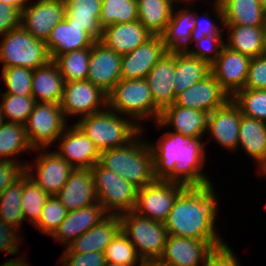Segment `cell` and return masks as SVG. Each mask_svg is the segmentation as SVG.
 Listing matches in <instances>:
<instances>
[{
    "instance_id": "cell-33",
    "label": "cell",
    "mask_w": 266,
    "mask_h": 266,
    "mask_svg": "<svg viewBox=\"0 0 266 266\" xmlns=\"http://www.w3.org/2000/svg\"><path fill=\"white\" fill-rule=\"evenodd\" d=\"M224 25L262 26L265 12L259 0H218Z\"/></svg>"
},
{
    "instance_id": "cell-60",
    "label": "cell",
    "mask_w": 266,
    "mask_h": 266,
    "mask_svg": "<svg viewBox=\"0 0 266 266\" xmlns=\"http://www.w3.org/2000/svg\"><path fill=\"white\" fill-rule=\"evenodd\" d=\"M105 266H124V265L106 262Z\"/></svg>"
},
{
    "instance_id": "cell-15",
    "label": "cell",
    "mask_w": 266,
    "mask_h": 266,
    "mask_svg": "<svg viewBox=\"0 0 266 266\" xmlns=\"http://www.w3.org/2000/svg\"><path fill=\"white\" fill-rule=\"evenodd\" d=\"M251 57L224 45L217 59L210 65L211 74L230 98L244 89Z\"/></svg>"
},
{
    "instance_id": "cell-3",
    "label": "cell",
    "mask_w": 266,
    "mask_h": 266,
    "mask_svg": "<svg viewBox=\"0 0 266 266\" xmlns=\"http://www.w3.org/2000/svg\"><path fill=\"white\" fill-rule=\"evenodd\" d=\"M142 131L128 144L100 152L99 163L125 178L138 189L153 183V153L147 140H142Z\"/></svg>"
},
{
    "instance_id": "cell-43",
    "label": "cell",
    "mask_w": 266,
    "mask_h": 266,
    "mask_svg": "<svg viewBox=\"0 0 266 266\" xmlns=\"http://www.w3.org/2000/svg\"><path fill=\"white\" fill-rule=\"evenodd\" d=\"M104 255L106 262L124 266H136L142 262L135 247L122 230L107 245Z\"/></svg>"
},
{
    "instance_id": "cell-28",
    "label": "cell",
    "mask_w": 266,
    "mask_h": 266,
    "mask_svg": "<svg viewBox=\"0 0 266 266\" xmlns=\"http://www.w3.org/2000/svg\"><path fill=\"white\" fill-rule=\"evenodd\" d=\"M65 80L53 60L33 70L32 96L36 102H52L60 104Z\"/></svg>"
},
{
    "instance_id": "cell-55",
    "label": "cell",
    "mask_w": 266,
    "mask_h": 266,
    "mask_svg": "<svg viewBox=\"0 0 266 266\" xmlns=\"http://www.w3.org/2000/svg\"><path fill=\"white\" fill-rule=\"evenodd\" d=\"M138 266H167V265L161 262L159 259H153V260H142L141 264Z\"/></svg>"
},
{
    "instance_id": "cell-19",
    "label": "cell",
    "mask_w": 266,
    "mask_h": 266,
    "mask_svg": "<svg viewBox=\"0 0 266 266\" xmlns=\"http://www.w3.org/2000/svg\"><path fill=\"white\" fill-rule=\"evenodd\" d=\"M168 50L161 36H152L121 59V79H145L147 74Z\"/></svg>"
},
{
    "instance_id": "cell-17",
    "label": "cell",
    "mask_w": 266,
    "mask_h": 266,
    "mask_svg": "<svg viewBox=\"0 0 266 266\" xmlns=\"http://www.w3.org/2000/svg\"><path fill=\"white\" fill-rule=\"evenodd\" d=\"M70 126L58 138L61 142L56 152L73 168L91 169L99 162L100 151L76 124Z\"/></svg>"
},
{
    "instance_id": "cell-4",
    "label": "cell",
    "mask_w": 266,
    "mask_h": 266,
    "mask_svg": "<svg viewBox=\"0 0 266 266\" xmlns=\"http://www.w3.org/2000/svg\"><path fill=\"white\" fill-rule=\"evenodd\" d=\"M108 107L98 113L79 118L75 124L87 135L101 152L131 142L144 126L129 117H122Z\"/></svg>"
},
{
    "instance_id": "cell-14",
    "label": "cell",
    "mask_w": 266,
    "mask_h": 266,
    "mask_svg": "<svg viewBox=\"0 0 266 266\" xmlns=\"http://www.w3.org/2000/svg\"><path fill=\"white\" fill-rule=\"evenodd\" d=\"M65 11V0H36L22 11L21 26L46 42L52 29L65 18Z\"/></svg>"
},
{
    "instance_id": "cell-41",
    "label": "cell",
    "mask_w": 266,
    "mask_h": 266,
    "mask_svg": "<svg viewBox=\"0 0 266 266\" xmlns=\"http://www.w3.org/2000/svg\"><path fill=\"white\" fill-rule=\"evenodd\" d=\"M231 99L241 114L266 122V89H242Z\"/></svg>"
},
{
    "instance_id": "cell-61",
    "label": "cell",
    "mask_w": 266,
    "mask_h": 266,
    "mask_svg": "<svg viewBox=\"0 0 266 266\" xmlns=\"http://www.w3.org/2000/svg\"><path fill=\"white\" fill-rule=\"evenodd\" d=\"M3 122H4V119H3L2 111H1V107H0V127H1Z\"/></svg>"
},
{
    "instance_id": "cell-54",
    "label": "cell",
    "mask_w": 266,
    "mask_h": 266,
    "mask_svg": "<svg viewBox=\"0 0 266 266\" xmlns=\"http://www.w3.org/2000/svg\"><path fill=\"white\" fill-rule=\"evenodd\" d=\"M29 1L30 0H0L1 3L11 5L21 11H23L30 4Z\"/></svg>"
},
{
    "instance_id": "cell-13",
    "label": "cell",
    "mask_w": 266,
    "mask_h": 266,
    "mask_svg": "<svg viewBox=\"0 0 266 266\" xmlns=\"http://www.w3.org/2000/svg\"><path fill=\"white\" fill-rule=\"evenodd\" d=\"M225 243L168 235L159 260L167 266H204L209 254Z\"/></svg>"
},
{
    "instance_id": "cell-53",
    "label": "cell",
    "mask_w": 266,
    "mask_h": 266,
    "mask_svg": "<svg viewBox=\"0 0 266 266\" xmlns=\"http://www.w3.org/2000/svg\"><path fill=\"white\" fill-rule=\"evenodd\" d=\"M238 261L232 248L225 243L209 254L204 266H240V261Z\"/></svg>"
},
{
    "instance_id": "cell-1",
    "label": "cell",
    "mask_w": 266,
    "mask_h": 266,
    "mask_svg": "<svg viewBox=\"0 0 266 266\" xmlns=\"http://www.w3.org/2000/svg\"><path fill=\"white\" fill-rule=\"evenodd\" d=\"M202 140L203 137H190L166 131L155 144L149 143L153 153L155 179L185 186L213 184L203 172L206 144Z\"/></svg>"
},
{
    "instance_id": "cell-24",
    "label": "cell",
    "mask_w": 266,
    "mask_h": 266,
    "mask_svg": "<svg viewBox=\"0 0 266 266\" xmlns=\"http://www.w3.org/2000/svg\"><path fill=\"white\" fill-rule=\"evenodd\" d=\"M174 73L175 51H167L145 77L153 102L161 111L176 100L172 84Z\"/></svg>"
},
{
    "instance_id": "cell-45",
    "label": "cell",
    "mask_w": 266,
    "mask_h": 266,
    "mask_svg": "<svg viewBox=\"0 0 266 266\" xmlns=\"http://www.w3.org/2000/svg\"><path fill=\"white\" fill-rule=\"evenodd\" d=\"M68 211L56 196H49L47 199L38 222L34 225L40 232L51 236L62 221Z\"/></svg>"
},
{
    "instance_id": "cell-40",
    "label": "cell",
    "mask_w": 266,
    "mask_h": 266,
    "mask_svg": "<svg viewBox=\"0 0 266 266\" xmlns=\"http://www.w3.org/2000/svg\"><path fill=\"white\" fill-rule=\"evenodd\" d=\"M138 20L137 0H102L100 25L128 23Z\"/></svg>"
},
{
    "instance_id": "cell-52",
    "label": "cell",
    "mask_w": 266,
    "mask_h": 266,
    "mask_svg": "<svg viewBox=\"0 0 266 266\" xmlns=\"http://www.w3.org/2000/svg\"><path fill=\"white\" fill-rule=\"evenodd\" d=\"M22 11L0 2V36L21 27Z\"/></svg>"
},
{
    "instance_id": "cell-42",
    "label": "cell",
    "mask_w": 266,
    "mask_h": 266,
    "mask_svg": "<svg viewBox=\"0 0 266 266\" xmlns=\"http://www.w3.org/2000/svg\"><path fill=\"white\" fill-rule=\"evenodd\" d=\"M2 116L5 121L25 125L33 111L36 100L32 95L19 96L15 94H0Z\"/></svg>"
},
{
    "instance_id": "cell-35",
    "label": "cell",
    "mask_w": 266,
    "mask_h": 266,
    "mask_svg": "<svg viewBox=\"0 0 266 266\" xmlns=\"http://www.w3.org/2000/svg\"><path fill=\"white\" fill-rule=\"evenodd\" d=\"M174 8L168 0H137L138 20L153 36H161Z\"/></svg>"
},
{
    "instance_id": "cell-44",
    "label": "cell",
    "mask_w": 266,
    "mask_h": 266,
    "mask_svg": "<svg viewBox=\"0 0 266 266\" xmlns=\"http://www.w3.org/2000/svg\"><path fill=\"white\" fill-rule=\"evenodd\" d=\"M2 79L8 90L0 94L32 95L33 70L21 66L2 68Z\"/></svg>"
},
{
    "instance_id": "cell-27",
    "label": "cell",
    "mask_w": 266,
    "mask_h": 266,
    "mask_svg": "<svg viewBox=\"0 0 266 266\" xmlns=\"http://www.w3.org/2000/svg\"><path fill=\"white\" fill-rule=\"evenodd\" d=\"M120 231V215L108 214L97 225L71 242L63 253H104L107 245Z\"/></svg>"
},
{
    "instance_id": "cell-46",
    "label": "cell",
    "mask_w": 266,
    "mask_h": 266,
    "mask_svg": "<svg viewBox=\"0 0 266 266\" xmlns=\"http://www.w3.org/2000/svg\"><path fill=\"white\" fill-rule=\"evenodd\" d=\"M215 3V4H214ZM213 10L216 13L218 19H220V24L218 25L212 19L208 18L210 12H205L202 15H199L194 10V22L195 28L192 31L191 39L189 44L199 41L202 37L205 36H223L224 23H223V9L218 0H213ZM200 16V17H199ZM204 16V17H201ZM203 19V20H202ZM214 22V23H213ZM217 24V25H216ZM221 26V27H220Z\"/></svg>"
},
{
    "instance_id": "cell-58",
    "label": "cell",
    "mask_w": 266,
    "mask_h": 266,
    "mask_svg": "<svg viewBox=\"0 0 266 266\" xmlns=\"http://www.w3.org/2000/svg\"><path fill=\"white\" fill-rule=\"evenodd\" d=\"M260 1V4L264 10V12L266 13V0H259Z\"/></svg>"
},
{
    "instance_id": "cell-2",
    "label": "cell",
    "mask_w": 266,
    "mask_h": 266,
    "mask_svg": "<svg viewBox=\"0 0 266 266\" xmlns=\"http://www.w3.org/2000/svg\"><path fill=\"white\" fill-rule=\"evenodd\" d=\"M212 184L186 186L164 222L168 235L203 241H224L216 230L218 199Z\"/></svg>"
},
{
    "instance_id": "cell-36",
    "label": "cell",
    "mask_w": 266,
    "mask_h": 266,
    "mask_svg": "<svg viewBox=\"0 0 266 266\" xmlns=\"http://www.w3.org/2000/svg\"><path fill=\"white\" fill-rule=\"evenodd\" d=\"M30 150L33 151L34 149L28 141L25 125L5 120L0 127V159L17 162L26 166V163L20 159L18 161L16 156L20 155L21 152L24 153Z\"/></svg>"
},
{
    "instance_id": "cell-31",
    "label": "cell",
    "mask_w": 266,
    "mask_h": 266,
    "mask_svg": "<svg viewBox=\"0 0 266 266\" xmlns=\"http://www.w3.org/2000/svg\"><path fill=\"white\" fill-rule=\"evenodd\" d=\"M65 18L74 25L84 28L96 41L100 40L103 27L99 18L102 0H65Z\"/></svg>"
},
{
    "instance_id": "cell-9",
    "label": "cell",
    "mask_w": 266,
    "mask_h": 266,
    "mask_svg": "<svg viewBox=\"0 0 266 266\" xmlns=\"http://www.w3.org/2000/svg\"><path fill=\"white\" fill-rule=\"evenodd\" d=\"M60 104L37 102L25 124L26 135L33 149L49 148L68 125Z\"/></svg>"
},
{
    "instance_id": "cell-6",
    "label": "cell",
    "mask_w": 266,
    "mask_h": 266,
    "mask_svg": "<svg viewBox=\"0 0 266 266\" xmlns=\"http://www.w3.org/2000/svg\"><path fill=\"white\" fill-rule=\"evenodd\" d=\"M0 62L2 68L21 66L34 70L46 65L51 59L45 41L36 39L22 26L2 35Z\"/></svg>"
},
{
    "instance_id": "cell-62",
    "label": "cell",
    "mask_w": 266,
    "mask_h": 266,
    "mask_svg": "<svg viewBox=\"0 0 266 266\" xmlns=\"http://www.w3.org/2000/svg\"><path fill=\"white\" fill-rule=\"evenodd\" d=\"M260 174L266 177V166L260 171L259 175Z\"/></svg>"
},
{
    "instance_id": "cell-11",
    "label": "cell",
    "mask_w": 266,
    "mask_h": 266,
    "mask_svg": "<svg viewBox=\"0 0 266 266\" xmlns=\"http://www.w3.org/2000/svg\"><path fill=\"white\" fill-rule=\"evenodd\" d=\"M33 151H37L39 156L34 160V164L26 163L25 173L49 196H56L74 168L56 151L49 152L47 148L45 150L38 148ZM34 169L36 174L32 171Z\"/></svg>"
},
{
    "instance_id": "cell-25",
    "label": "cell",
    "mask_w": 266,
    "mask_h": 266,
    "mask_svg": "<svg viewBox=\"0 0 266 266\" xmlns=\"http://www.w3.org/2000/svg\"><path fill=\"white\" fill-rule=\"evenodd\" d=\"M95 42L96 40L84 28L64 18L52 29L45 43L50 59L54 61L64 53L91 48Z\"/></svg>"
},
{
    "instance_id": "cell-23",
    "label": "cell",
    "mask_w": 266,
    "mask_h": 266,
    "mask_svg": "<svg viewBox=\"0 0 266 266\" xmlns=\"http://www.w3.org/2000/svg\"><path fill=\"white\" fill-rule=\"evenodd\" d=\"M108 214L100 203L67 213L65 219L51 235L65 248L83 233L97 225Z\"/></svg>"
},
{
    "instance_id": "cell-32",
    "label": "cell",
    "mask_w": 266,
    "mask_h": 266,
    "mask_svg": "<svg viewBox=\"0 0 266 266\" xmlns=\"http://www.w3.org/2000/svg\"><path fill=\"white\" fill-rule=\"evenodd\" d=\"M175 11L161 37L168 51H187L195 28L194 11L185 7Z\"/></svg>"
},
{
    "instance_id": "cell-37",
    "label": "cell",
    "mask_w": 266,
    "mask_h": 266,
    "mask_svg": "<svg viewBox=\"0 0 266 266\" xmlns=\"http://www.w3.org/2000/svg\"><path fill=\"white\" fill-rule=\"evenodd\" d=\"M23 175L0 194V218L20 230L24 220L21 199Z\"/></svg>"
},
{
    "instance_id": "cell-50",
    "label": "cell",
    "mask_w": 266,
    "mask_h": 266,
    "mask_svg": "<svg viewBox=\"0 0 266 266\" xmlns=\"http://www.w3.org/2000/svg\"><path fill=\"white\" fill-rule=\"evenodd\" d=\"M59 263L63 266H105L104 253H62Z\"/></svg>"
},
{
    "instance_id": "cell-56",
    "label": "cell",
    "mask_w": 266,
    "mask_h": 266,
    "mask_svg": "<svg viewBox=\"0 0 266 266\" xmlns=\"http://www.w3.org/2000/svg\"><path fill=\"white\" fill-rule=\"evenodd\" d=\"M262 42H263V50H264V54H266V14L264 16V20L262 23Z\"/></svg>"
},
{
    "instance_id": "cell-20",
    "label": "cell",
    "mask_w": 266,
    "mask_h": 266,
    "mask_svg": "<svg viewBox=\"0 0 266 266\" xmlns=\"http://www.w3.org/2000/svg\"><path fill=\"white\" fill-rule=\"evenodd\" d=\"M230 96L221 88L220 83L210 73L202 81L194 83L176 96L175 104L211 113L222 107Z\"/></svg>"
},
{
    "instance_id": "cell-57",
    "label": "cell",
    "mask_w": 266,
    "mask_h": 266,
    "mask_svg": "<svg viewBox=\"0 0 266 266\" xmlns=\"http://www.w3.org/2000/svg\"><path fill=\"white\" fill-rule=\"evenodd\" d=\"M170 3H171V5L174 7V4L176 3H178V2H183V3H185V2H190L191 1V3L193 2V1H195V0H168ZM175 2V3H174Z\"/></svg>"
},
{
    "instance_id": "cell-8",
    "label": "cell",
    "mask_w": 266,
    "mask_h": 266,
    "mask_svg": "<svg viewBox=\"0 0 266 266\" xmlns=\"http://www.w3.org/2000/svg\"><path fill=\"white\" fill-rule=\"evenodd\" d=\"M121 230L142 260L159 259L168 237L163 222L153 221L134 211L120 215Z\"/></svg>"
},
{
    "instance_id": "cell-39",
    "label": "cell",
    "mask_w": 266,
    "mask_h": 266,
    "mask_svg": "<svg viewBox=\"0 0 266 266\" xmlns=\"http://www.w3.org/2000/svg\"><path fill=\"white\" fill-rule=\"evenodd\" d=\"M48 198L49 195L24 173L21 199L24 220L35 225L40 219L42 209Z\"/></svg>"
},
{
    "instance_id": "cell-7",
    "label": "cell",
    "mask_w": 266,
    "mask_h": 266,
    "mask_svg": "<svg viewBox=\"0 0 266 266\" xmlns=\"http://www.w3.org/2000/svg\"><path fill=\"white\" fill-rule=\"evenodd\" d=\"M91 169L97 201L107 214L121 215L134 210L138 193L136 186L99 162Z\"/></svg>"
},
{
    "instance_id": "cell-29",
    "label": "cell",
    "mask_w": 266,
    "mask_h": 266,
    "mask_svg": "<svg viewBox=\"0 0 266 266\" xmlns=\"http://www.w3.org/2000/svg\"><path fill=\"white\" fill-rule=\"evenodd\" d=\"M253 158L259 172L266 166V122L241 114L238 148Z\"/></svg>"
},
{
    "instance_id": "cell-22",
    "label": "cell",
    "mask_w": 266,
    "mask_h": 266,
    "mask_svg": "<svg viewBox=\"0 0 266 266\" xmlns=\"http://www.w3.org/2000/svg\"><path fill=\"white\" fill-rule=\"evenodd\" d=\"M208 113L175 103L167 106L161 111L156 123L158 128L173 127L172 131L184 136L203 137L207 129Z\"/></svg>"
},
{
    "instance_id": "cell-38",
    "label": "cell",
    "mask_w": 266,
    "mask_h": 266,
    "mask_svg": "<svg viewBox=\"0 0 266 266\" xmlns=\"http://www.w3.org/2000/svg\"><path fill=\"white\" fill-rule=\"evenodd\" d=\"M91 48L70 51L59 55L54 62L65 82L87 80Z\"/></svg>"
},
{
    "instance_id": "cell-12",
    "label": "cell",
    "mask_w": 266,
    "mask_h": 266,
    "mask_svg": "<svg viewBox=\"0 0 266 266\" xmlns=\"http://www.w3.org/2000/svg\"><path fill=\"white\" fill-rule=\"evenodd\" d=\"M63 115L84 117L108 107L107 94L88 80L65 82L60 102Z\"/></svg>"
},
{
    "instance_id": "cell-10",
    "label": "cell",
    "mask_w": 266,
    "mask_h": 266,
    "mask_svg": "<svg viewBox=\"0 0 266 266\" xmlns=\"http://www.w3.org/2000/svg\"><path fill=\"white\" fill-rule=\"evenodd\" d=\"M186 186L165 180H155L138 189L134 212L153 221L165 222L175 199Z\"/></svg>"
},
{
    "instance_id": "cell-59",
    "label": "cell",
    "mask_w": 266,
    "mask_h": 266,
    "mask_svg": "<svg viewBox=\"0 0 266 266\" xmlns=\"http://www.w3.org/2000/svg\"><path fill=\"white\" fill-rule=\"evenodd\" d=\"M28 261L26 263H21V264H17V265H3L1 264L0 266H29V264H27Z\"/></svg>"
},
{
    "instance_id": "cell-34",
    "label": "cell",
    "mask_w": 266,
    "mask_h": 266,
    "mask_svg": "<svg viewBox=\"0 0 266 266\" xmlns=\"http://www.w3.org/2000/svg\"><path fill=\"white\" fill-rule=\"evenodd\" d=\"M228 32L225 45L251 58L264 54L261 26L224 25Z\"/></svg>"
},
{
    "instance_id": "cell-5",
    "label": "cell",
    "mask_w": 266,
    "mask_h": 266,
    "mask_svg": "<svg viewBox=\"0 0 266 266\" xmlns=\"http://www.w3.org/2000/svg\"><path fill=\"white\" fill-rule=\"evenodd\" d=\"M107 101L110 110L134 119L135 123L151 117L155 123L161 114L145 79H121L107 95Z\"/></svg>"
},
{
    "instance_id": "cell-21",
    "label": "cell",
    "mask_w": 266,
    "mask_h": 266,
    "mask_svg": "<svg viewBox=\"0 0 266 266\" xmlns=\"http://www.w3.org/2000/svg\"><path fill=\"white\" fill-rule=\"evenodd\" d=\"M56 197L68 212L98 203L92 169L74 168Z\"/></svg>"
},
{
    "instance_id": "cell-16",
    "label": "cell",
    "mask_w": 266,
    "mask_h": 266,
    "mask_svg": "<svg viewBox=\"0 0 266 266\" xmlns=\"http://www.w3.org/2000/svg\"><path fill=\"white\" fill-rule=\"evenodd\" d=\"M121 59L122 55L96 41L91 47L87 80L108 95L121 80Z\"/></svg>"
},
{
    "instance_id": "cell-30",
    "label": "cell",
    "mask_w": 266,
    "mask_h": 266,
    "mask_svg": "<svg viewBox=\"0 0 266 266\" xmlns=\"http://www.w3.org/2000/svg\"><path fill=\"white\" fill-rule=\"evenodd\" d=\"M211 73L210 64L190 55L187 51H175V73L173 76L175 96L202 81Z\"/></svg>"
},
{
    "instance_id": "cell-48",
    "label": "cell",
    "mask_w": 266,
    "mask_h": 266,
    "mask_svg": "<svg viewBox=\"0 0 266 266\" xmlns=\"http://www.w3.org/2000/svg\"><path fill=\"white\" fill-rule=\"evenodd\" d=\"M223 40V36H205L195 42V49H193V46L187 52L192 56L205 60L211 65L217 59L222 47L225 45V41Z\"/></svg>"
},
{
    "instance_id": "cell-47",
    "label": "cell",
    "mask_w": 266,
    "mask_h": 266,
    "mask_svg": "<svg viewBox=\"0 0 266 266\" xmlns=\"http://www.w3.org/2000/svg\"><path fill=\"white\" fill-rule=\"evenodd\" d=\"M19 229L13 227L0 218V252H5L10 255H15V258H10L3 262V265H17L26 263V260L20 256H16L19 252V243L24 240L22 235H19ZM17 257V258H16ZM22 258V259H21Z\"/></svg>"
},
{
    "instance_id": "cell-49",
    "label": "cell",
    "mask_w": 266,
    "mask_h": 266,
    "mask_svg": "<svg viewBox=\"0 0 266 266\" xmlns=\"http://www.w3.org/2000/svg\"><path fill=\"white\" fill-rule=\"evenodd\" d=\"M244 89H266V54L251 58Z\"/></svg>"
},
{
    "instance_id": "cell-51",
    "label": "cell",
    "mask_w": 266,
    "mask_h": 266,
    "mask_svg": "<svg viewBox=\"0 0 266 266\" xmlns=\"http://www.w3.org/2000/svg\"><path fill=\"white\" fill-rule=\"evenodd\" d=\"M24 173V164L0 159V194Z\"/></svg>"
},
{
    "instance_id": "cell-26",
    "label": "cell",
    "mask_w": 266,
    "mask_h": 266,
    "mask_svg": "<svg viewBox=\"0 0 266 266\" xmlns=\"http://www.w3.org/2000/svg\"><path fill=\"white\" fill-rule=\"evenodd\" d=\"M152 36L141 22L136 20L104 27L99 41L116 53L125 55L145 43Z\"/></svg>"
},
{
    "instance_id": "cell-18",
    "label": "cell",
    "mask_w": 266,
    "mask_h": 266,
    "mask_svg": "<svg viewBox=\"0 0 266 266\" xmlns=\"http://www.w3.org/2000/svg\"><path fill=\"white\" fill-rule=\"evenodd\" d=\"M241 112L229 99L222 107L208 114L206 132L224 149L235 152L238 149Z\"/></svg>"
}]
</instances>
